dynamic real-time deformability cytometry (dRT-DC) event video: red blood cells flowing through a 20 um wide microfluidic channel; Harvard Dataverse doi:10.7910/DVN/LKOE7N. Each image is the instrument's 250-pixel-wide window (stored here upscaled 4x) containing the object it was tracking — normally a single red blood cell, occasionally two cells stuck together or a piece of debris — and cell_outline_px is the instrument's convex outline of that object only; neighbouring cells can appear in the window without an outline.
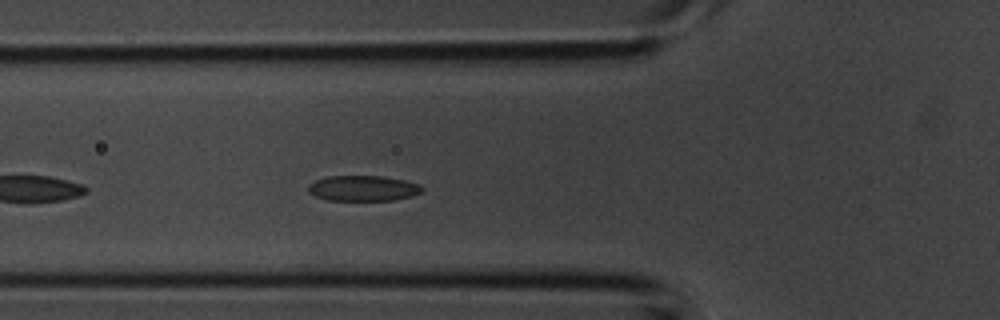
{"species": "common noctule bat (a hibernating species)", "species_latin": "Nyctalus noctula", "temperature_condition": "room temperature", "stored_images_in_passage": 31, "camera_frame_rate_fps": 3000, "um_per_image_px": 0.085, "animal": {"sex": "male", "body_mass_g": 20.1, "forearm_length_mm": 53.5}, "frame": {"image": 1, "passage_image": 6, "time_ms": 1.667, "image_size_px": [1000, 320], "cell_outline_px": [[424, 188], [420, 192], [412, 196], [396, 200], [328, 200], [316, 196], [308, 192], [308, 184], [316, 180], [328, 176], [380, 176], [404, 180], [420, 184]], "centroid_in_image_um": [30.87, 16.0], "position_along_channel_um": 94.9, "area_um2": 16.88}}
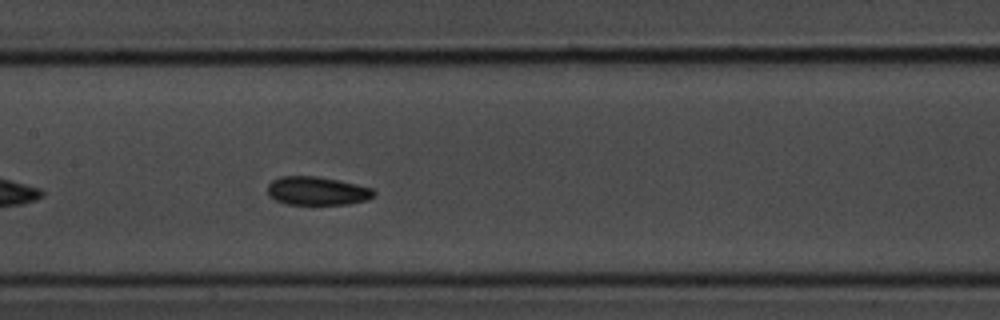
{"frame": {"image": 2, "passage_image": 11, "time_ms": 3.333, "image_size_px": [1000, 320], "cell_outline_px": [[376, 192], [368, 200], [348, 204], [288, 204], [276, 200], [268, 196], [268, 184], [272, 180], [280, 176], [316, 176], [356, 184], [372, 188]], "centroid_in_image_um": [26.94, 16.22], "position_along_channel_um": 180.5, "area_um2": 17.57}}
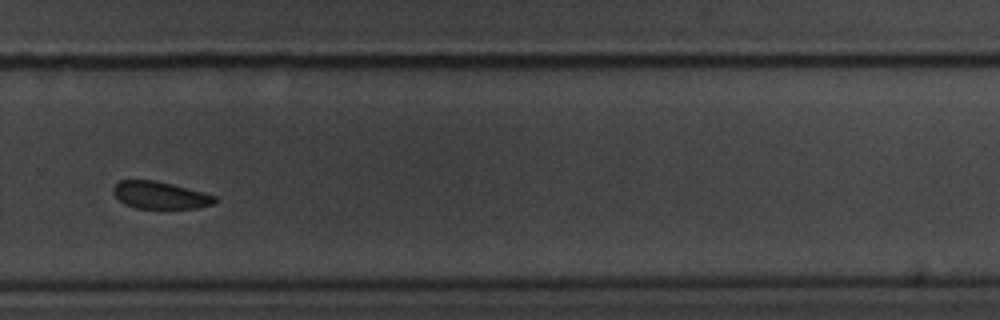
{"frame": {"image": 3, "passage_image": 19, "time_ms": 6.0, "image_size_px": [1000, 320], "cell_outline_px": [[216, 200], [212, 204], [196, 208], [136, 208], [124, 204], [112, 192], [112, 188], [120, 180], [156, 180], [172, 184], [216, 196]], "centroid_in_image_um": [13.57, 16.59], "position_along_channel_um": 316.2, "area_um2": 15.95}}